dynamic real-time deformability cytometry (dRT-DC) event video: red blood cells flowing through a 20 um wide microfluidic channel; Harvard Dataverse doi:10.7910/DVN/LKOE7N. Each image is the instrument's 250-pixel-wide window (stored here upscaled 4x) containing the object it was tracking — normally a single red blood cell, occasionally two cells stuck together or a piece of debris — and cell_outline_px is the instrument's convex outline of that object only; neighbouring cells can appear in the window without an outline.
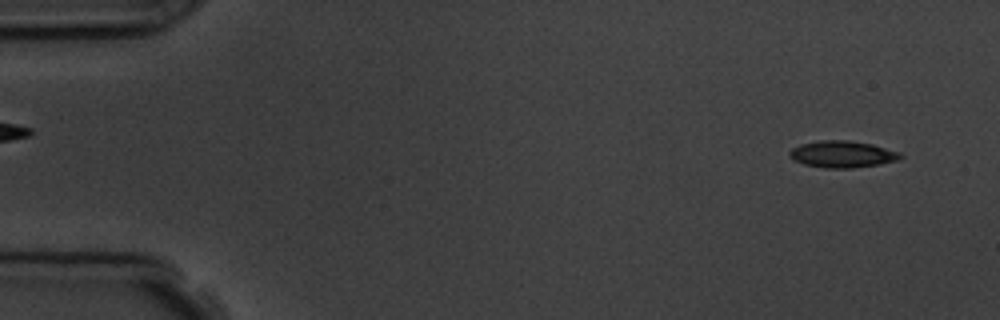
{"species": "common noctule bat (a hibernating species)", "species_latin": "Nyctalus noctula", "temperature_condition": "room temperature", "stored_images_in_passage": 4, "camera_frame_rate_fps": 3000, "um_per_image_px": 0.085, "animal": {"sex": "male", "body_mass_g": 19.5, "forearm_length_mm": 54.6}, "frame": {"image": 1, "passage_image": 1, "time_ms": 0.0, "image_size_px": [1000, 320], "cell_outline_px": [[904, 156], [896, 160], [876, 164], [852, 168], [824, 168], [804, 164], [788, 156], [788, 152], [792, 148], [800, 144], [820, 140], [848, 140], [872, 144], [900, 152]], "centroid_in_image_um": [71.57, 13.1], "position_along_channel_um": 13.4, "area_um2": 17.17}}
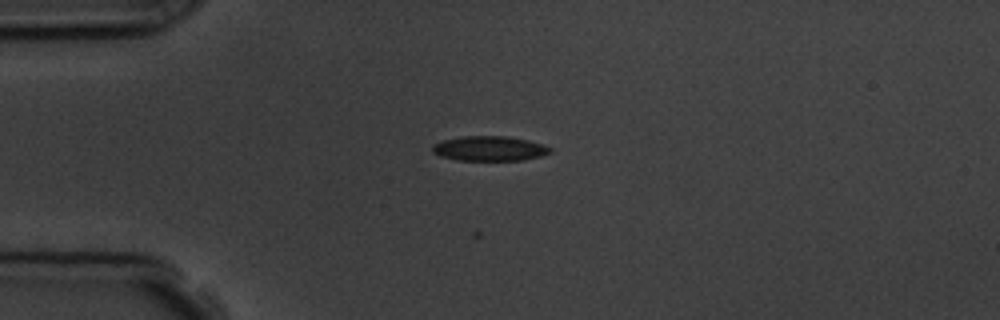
{"frame": {"image": 2, "passage_image": 3, "time_ms": 3.333, "image_size_px": [1000, 320], "cell_outline_px": [[552, 152], [540, 156], [524, 160], [456, 160], [440, 156], [432, 152], [432, 144], [444, 140], [460, 136], [508, 136], [528, 140], [552, 148]], "centroid_in_image_um": [41.58, 12.62], "position_along_channel_um": 43.4, "area_um2": 17.05}}